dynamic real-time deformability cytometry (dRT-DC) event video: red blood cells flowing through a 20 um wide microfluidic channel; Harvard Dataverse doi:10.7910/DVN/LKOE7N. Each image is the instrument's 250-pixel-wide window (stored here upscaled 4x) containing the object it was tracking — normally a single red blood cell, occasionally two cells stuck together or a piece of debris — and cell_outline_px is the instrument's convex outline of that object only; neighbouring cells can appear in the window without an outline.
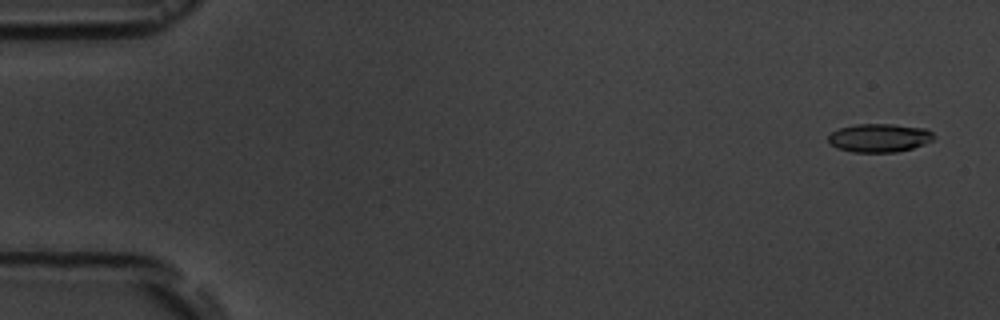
{"species": "common noctule bat (a hibernating species)", "species_latin": "Nyctalus noctula", "temperature_condition": "room temperature", "stored_images_in_passage": 5, "camera_frame_rate_fps": 3000, "um_per_image_px": 0.085, "animal": {"sex": "male", "body_mass_g": 19.5, "forearm_length_mm": 54.6}, "frame": {"image": 1, "passage_image": 1, "time_ms": 0.0, "image_size_px": [1000, 320], "cell_outline_px": [[936, 136], [932, 140], [924, 144], [912, 148], [896, 152], [852, 152], [836, 148], [828, 140], [828, 136], [832, 132], [840, 128], [856, 124], [892, 124], [928, 128]], "centroid_in_image_um": [74.77, 11.71], "position_along_channel_um": 10.2, "area_um2": 17.57}}
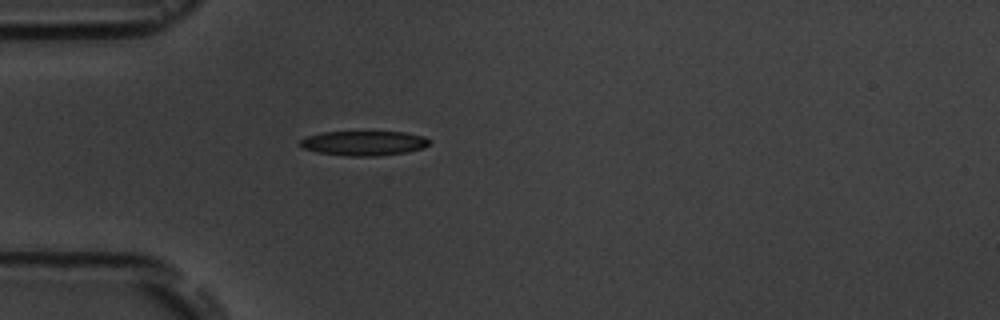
{"frame": {"image": 2, "passage_image": 5, "time_ms": 4.667, "image_size_px": [1000, 320], "cell_outline_px": [[432, 140], [424, 148], [404, 152], [380, 156], [344, 156], [316, 152], [304, 148], [296, 144], [304, 136], [320, 132], [404, 132], [424, 136]], "centroid_in_image_um": [30.88, 12.17], "position_along_channel_um": 54.1, "area_um2": 18.84}}